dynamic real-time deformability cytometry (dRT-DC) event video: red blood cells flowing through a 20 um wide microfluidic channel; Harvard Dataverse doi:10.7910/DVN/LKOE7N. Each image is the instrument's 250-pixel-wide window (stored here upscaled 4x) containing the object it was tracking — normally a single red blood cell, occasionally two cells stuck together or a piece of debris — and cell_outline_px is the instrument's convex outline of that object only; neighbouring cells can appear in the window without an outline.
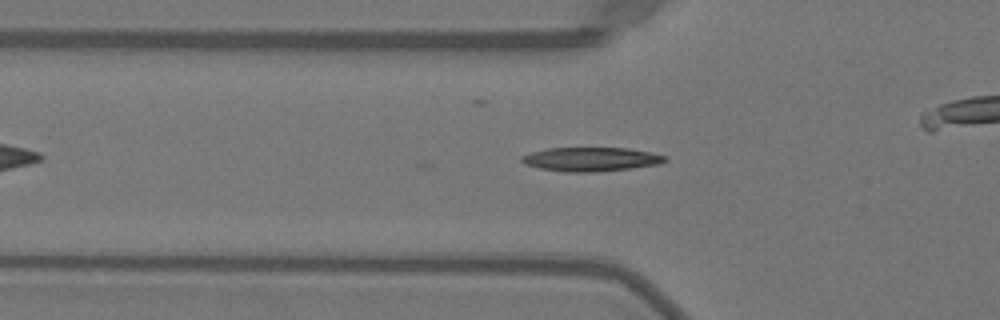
{"species": "Egyptian fruit bat (a non-hibernating species)", "species_latin": "Rousettus aegyptiacus", "temperature_condition": "warm", "stored_images_in_passage": 28, "camera_frame_rate_fps": 3000, "um_per_image_px": 0.085, "animal": {"sex": "female"}, "frame": {"image": 1, "passage_image": 5, "time_ms": 1.333, "image_size_px": [1000, 320], "cell_outline_px": [[668, 160], [660, 164], [596, 172], [564, 172], [540, 168], [524, 164], [520, 160], [520, 156], [532, 152], [548, 148], [628, 148], [652, 152], [668, 156]], "centroid_in_image_um": [50.25, 13.53], "position_along_channel_um": 75.6, "area_um2": 20.11}}
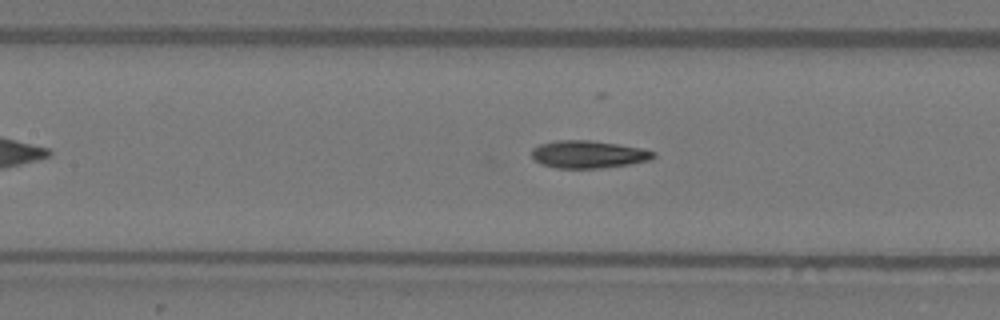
{"frame": {"image": 2, "passage_image": 11, "time_ms": 3.333, "image_size_px": [1000, 320], "cell_outline_px": [[656, 156], [652, 160], [628, 164], [600, 168], [556, 168], [540, 164], [532, 156], [532, 148], [540, 144], [552, 140], [588, 140], [616, 144], [640, 148], [656, 152]], "centroid_in_image_um": [49.99, 13.12], "position_along_channel_um": 157.4, "area_um2": 19.54}}
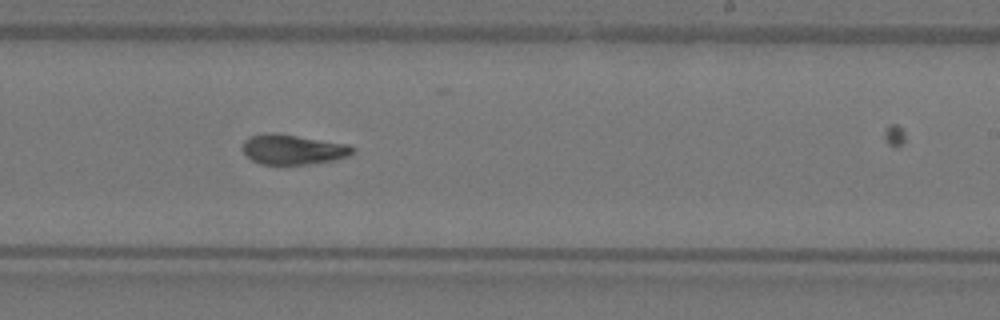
{"frame": {"image": 3, "passage_image": 19, "time_ms": 6.0, "image_size_px": [1000, 320], "cell_outline_px": [[356, 152], [348, 156], [336, 160], [308, 164], [260, 164], [252, 160], [244, 152], [244, 140], [248, 136], [264, 132], [276, 132], [348, 144], [356, 148]], "centroid_in_image_um": [24.93, 12.69], "position_along_channel_um": 264.1, "area_um2": 19.48}}